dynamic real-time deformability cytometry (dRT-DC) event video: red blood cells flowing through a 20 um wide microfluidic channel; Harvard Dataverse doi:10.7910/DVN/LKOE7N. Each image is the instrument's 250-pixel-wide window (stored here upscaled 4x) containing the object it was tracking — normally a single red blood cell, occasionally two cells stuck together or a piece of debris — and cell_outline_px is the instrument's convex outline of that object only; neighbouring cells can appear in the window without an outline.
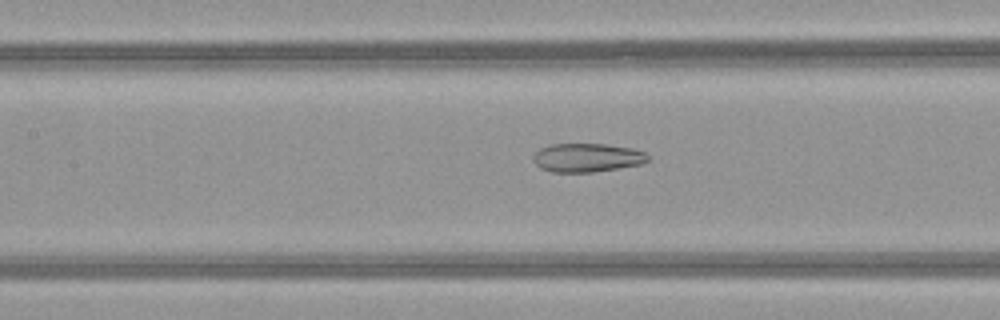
{"species": "common noctule bat (a hibernating species)", "species_latin": "Nyctalus noctula", "temperature_condition": "warm", "stored_images_in_passage": 50, "camera_frame_rate_fps": 3000, "um_per_image_px": 0.085, "animal": {"sex": "female", "body_mass_g": 21.9}, "frame": {"image": 1, "passage_image": 24, "time_ms": 7.667, "image_size_px": [1000, 320], "cell_outline_px": [[648, 160], [640, 164], [592, 172], [552, 172], [540, 168], [532, 160], [532, 156], [540, 148], [552, 144], [608, 144], [632, 148], [644, 152], [648, 156]], "centroid_in_image_um": [49.86, 13.39], "position_along_channel_um": 157.5, "area_um2": 19.07}}
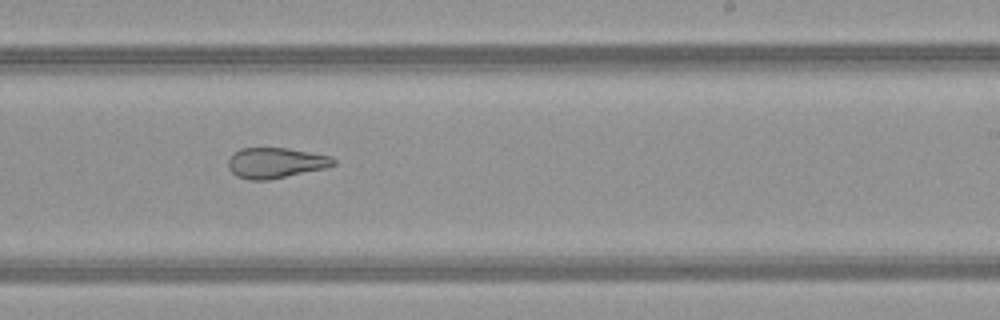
{"frame": {"image": 2, "passage_image": 32, "time_ms": 10.333, "image_size_px": [1000, 320], "cell_outline_px": [[336, 164], [328, 168], [268, 180], [252, 180], [236, 176], [228, 168], [228, 160], [232, 152], [240, 148], [288, 148], [332, 156], [336, 160]], "centroid_in_image_um": [23.44, 13.84], "position_along_channel_um": 265.6, "area_um2": 18.96}}
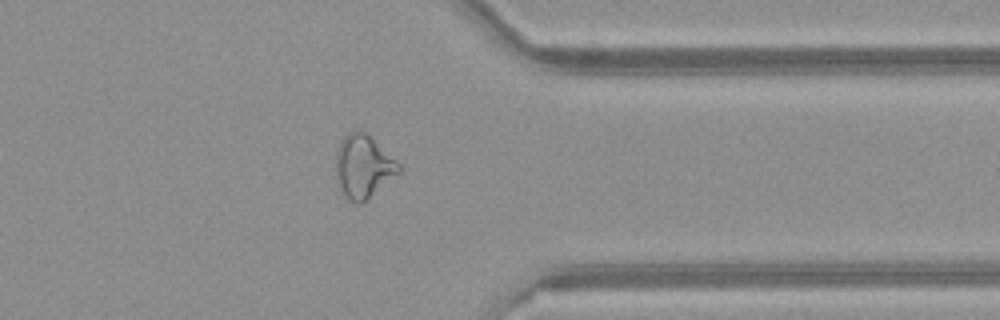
{"frame": {"image": 3, "passage_image": 41, "time_ms": 13.333, "image_size_px": [1000, 320], "cell_outline_px": [[400, 172], [360, 204], [356, 204], [348, 200], [340, 184], [336, 172], [336, 152], [344, 136], [348, 132], [356, 128], [360, 128], [396, 160], [400, 164]], "centroid_in_image_um": [30.87, 14.11], "position_along_channel_um": 380.5, "area_um2": 22.6}}